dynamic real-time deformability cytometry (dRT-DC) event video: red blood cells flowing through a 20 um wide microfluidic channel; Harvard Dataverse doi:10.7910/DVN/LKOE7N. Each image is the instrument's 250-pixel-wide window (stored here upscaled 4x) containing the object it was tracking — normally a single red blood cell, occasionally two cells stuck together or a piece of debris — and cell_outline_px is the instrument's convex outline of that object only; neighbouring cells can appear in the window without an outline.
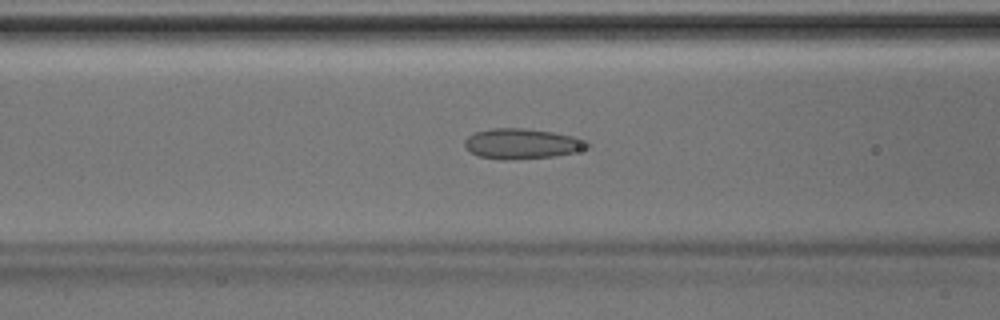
{"species": "Egyptian fruit bat (a non-hibernating species)", "species_latin": "Rousettus aegyptiacus", "temperature_condition": "room temperature", "stored_images_in_passage": 40, "camera_frame_rate_fps": 3000, "um_per_image_px": 0.085, "animal": {"sex": "male"}, "frame": {"image": 1, "passage_image": 18, "time_ms": 5.667, "image_size_px": [1000, 320], "cell_outline_px": [[592, 148], [556, 156], [512, 160], [500, 160], [476, 156], [464, 144], [464, 140], [468, 136], [476, 132], [492, 128], [524, 128], [552, 132], [572, 136], [588, 140], [592, 144]], "centroid_in_image_um": [44.42, 12.23], "position_along_channel_um": 122.2, "area_um2": 21.96}}
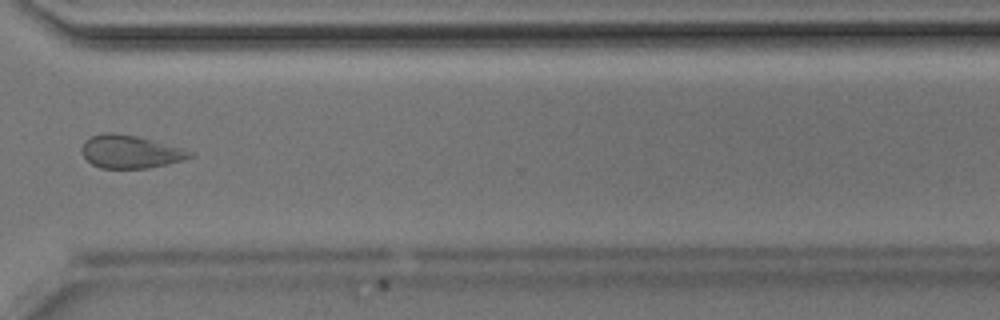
{"frame": {"image": 2, "passage_image": 34, "time_ms": 11.0, "image_size_px": [1000, 320], "cell_outline_px": [[192, 156], [168, 164], [148, 168], [100, 168], [92, 164], [84, 156], [80, 148], [84, 140], [92, 136], [104, 132], [116, 132], [136, 136], [184, 148], [192, 152]], "centroid_in_image_um": [11.03, 12.88], "position_along_channel_um": 359.6, "area_um2": 20.75}}
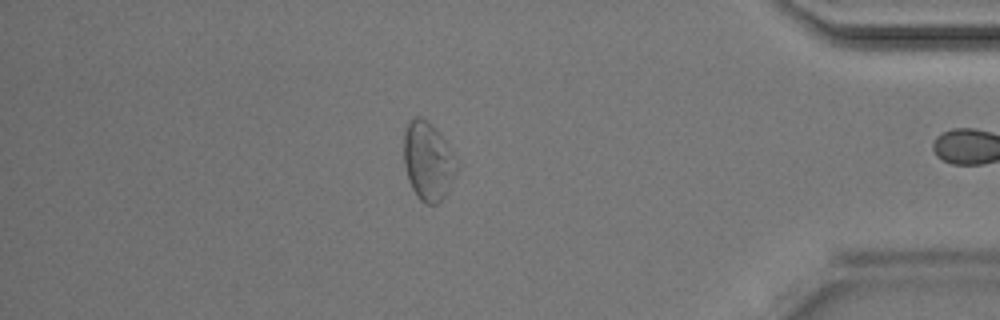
{"frame": {"image": 3, "passage_image": 39, "time_ms": 12.667, "image_size_px": [1000, 320], "cell_outline_px": [[460, 164], [444, 196], [436, 204], [424, 204], [416, 196], [408, 180], [404, 164], [404, 128], [416, 116], [420, 116], [428, 120], [436, 128]], "centroid_in_image_um": [36.37, 13.69], "position_along_channel_um": 398.8, "area_um2": 24.22}}